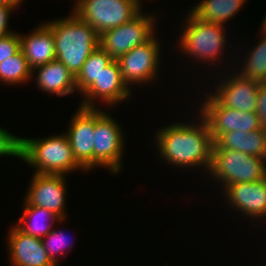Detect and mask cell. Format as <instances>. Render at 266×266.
Masks as SVG:
<instances>
[{
  "instance_id": "6da1fadb",
  "label": "cell",
  "mask_w": 266,
  "mask_h": 266,
  "mask_svg": "<svg viewBox=\"0 0 266 266\" xmlns=\"http://www.w3.org/2000/svg\"><path fill=\"white\" fill-rule=\"evenodd\" d=\"M199 116L201 122L197 121V124L177 122L162 127L156 132L155 143L168 164L181 168L204 167L207 173L214 141L208 122L201 114Z\"/></svg>"
},
{
  "instance_id": "2e32d148",
  "label": "cell",
  "mask_w": 266,
  "mask_h": 266,
  "mask_svg": "<svg viewBox=\"0 0 266 266\" xmlns=\"http://www.w3.org/2000/svg\"><path fill=\"white\" fill-rule=\"evenodd\" d=\"M223 193L232 208L239 209L251 219L266 217V178L256 182L230 184Z\"/></svg>"
},
{
  "instance_id": "603a6c76",
  "label": "cell",
  "mask_w": 266,
  "mask_h": 266,
  "mask_svg": "<svg viewBox=\"0 0 266 266\" xmlns=\"http://www.w3.org/2000/svg\"><path fill=\"white\" fill-rule=\"evenodd\" d=\"M28 65L24 53L20 50L12 57L6 58L0 63V81L8 84L26 83L34 76Z\"/></svg>"
},
{
  "instance_id": "30bf717a",
  "label": "cell",
  "mask_w": 266,
  "mask_h": 266,
  "mask_svg": "<svg viewBox=\"0 0 266 266\" xmlns=\"http://www.w3.org/2000/svg\"><path fill=\"white\" fill-rule=\"evenodd\" d=\"M199 113L209 124L212 140L215 142L223 133L241 131L244 133L260 129L256 112H243L222 106L212 95H207Z\"/></svg>"
},
{
  "instance_id": "9a60e30c",
  "label": "cell",
  "mask_w": 266,
  "mask_h": 266,
  "mask_svg": "<svg viewBox=\"0 0 266 266\" xmlns=\"http://www.w3.org/2000/svg\"><path fill=\"white\" fill-rule=\"evenodd\" d=\"M11 266H55L49 259L41 238L21 232L15 225L8 232Z\"/></svg>"
},
{
  "instance_id": "52a82bcc",
  "label": "cell",
  "mask_w": 266,
  "mask_h": 266,
  "mask_svg": "<svg viewBox=\"0 0 266 266\" xmlns=\"http://www.w3.org/2000/svg\"><path fill=\"white\" fill-rule=\"evenodd\" d=\"M120 126L110 114L95 108L94 168L106 167L113 174L121 171L124 136Z\"/></svg>"
},
{
  "instance_id": "5b68a950",
  "label": "cell",
  "mask_w": 266,
  "mask_h": 266,
  "mask_svg": "<svg viewBox=\"0 0 266 266\" xmlns=\"http://www.w3.org/2000/svg\"><path fill=\"white\" fill-rule=\"evenodd\" d=\"M184 31L180 34V48L188 57L209 63L220 61L226 45L224 25L200 21L191 13L187 15ZM190 55V56H189Z\"/></svg>"
},
{
  "instance_id": "3957f363",
  "label": "cell",
  "mask_w": 266,
  "mask_h": 266,
  "mask_svg": "<svg viewBox=\"0 0 266 266\" xmlns=\"http://www.w3.org/2000/svg\"><path fill=\"white\" fill-rule=\"evenodd\" d=\"M20 159L36 169L39 174H60L82 169L74 158L66 134L42 139L21 138Z\"/></svg>"
},
{
  "instance_id": "8992f818",
  "label": "cell",
  "mask_w": 266,
  "mask_h": 266,
  "mask_svg": "<svg viewBox=\"0 0 266 266\" xmlns=\"http://www.w3.org/2000/svg\"><path fill=\"white\" fill-rule=\"evenodd\" d=\"M141 0H76L73 12L101 35L129 22L141 11Z\"/></svg>"
},
{
  "instance_id": "cb8c5ba5",
  "label": "cell",
  "mask_w": 266,
  "mask_h": 266,
  "mask_svg": "<svg viewBox=\"0 0 266 266\" xmlns=\"http://www.w3.org/2000/svg\"><path fill=\"white\" fill-rule=\"evenodd\" d=\"M260 41L248 52L242 70L238 74L247 79L260 83H266V36L259 38Z\"/></svg>"
},
{
  "instance_id": "484cf974",
  "label": "cell",
  "mask_w": 266,
  "mask_h": 266,
  "mask_svg": "<svg viewBox=\"0 0 266 266\" xmlns=\"http://www.w3.org/2000/svg\"><path fill=\"white\" fill-rule=\"evenodd\" d=\"M21 137L0 127V156H14L20 159Z\"/></svg>"
},
{
  "instance_id": "7402d4cb",
  "label": "cell",
  "mask_w": 266,
  "mask_h": 266,
  "mask_svg": "<svg viewBox=\"0 0 266 266\" xmlns=\"http://www.w3.org/2000/svg\"><path fill=\"white\" fill-rule=\"evenodd\" d=\"M113 59L100 46L86 59L81 71L76 76L77 92L83 93L107 67Z\"/></svg>"
},
{
  "instance_id": "f1b7e54d",
  "label": "cell",
  "mask_w": 266,
  "mask_h": 266,
  "mask_svg": "<svg viewBox=\"0 0 266 266\" xmlns=\"http://www.w3.org/2000/svg\"><path fill=\"white\" fill-rule=\"evenodd\" d=\"M15 9L6 4H0V37L7 36L13 32L9 29L8 22L10 13Z\"/></svg>"
},
{
  "instance_id": "e0dca14e",
  "label": "cell",
  "mask_w": 266,
  "mask_h": 266,
  "mask_svg": "<svg viewBox=\"0 0 266 266\" xmlns=\"http://www.w3.org/2000/svg\"><path fill=\"white\" fill-rule=\"evenodd\" d=\"M20 49L32 70L56 59L54 36L46 22L26 36L20 35Z\"/></svg>"
},
{
  "instance_id": "83f0119b",
  "label": "cell",
  "mask_w": 266,
  "mask_h": 266,
  "mask_svg": "<svg viewBox=\"0 0 266 266\" xmlns=\"http://www.w3.org/2000/svg\"><path fill=\"white\" fill-rule=\"evenodd\" d=\"M256 114L259 117L260 129L266 133V83L257 91Z\"/></svg>"
},
{
  "instance_id": "ac0fdd59",
  "label": "cell",
  "mask_w": 266,
  "mask_h": 266,
  "mask_svg": "<svg viewBox=\"0 0 266 266\" xmlns=\"http://www.w3.org/2000/svg\"><path fill=\"white\" fill-rule=\"evenodd\" d=\"M34 70L38 72L36 83L39 90L61 97L77 92L76 77L61 61L55 59L35 67L32 72H35Z\"/></svg>"
},
{
  "instance_id": "f546056e",
  "label": "cell",
  "mask_w": 266,
  "mask_h": 266,
  "mask_svg": "<svg viewBox=\"0 0 266 266\" xmlns=\"http://www.w3.org/2000/svg\"><path fill=\"white\" fill-rule=\"evenodd\" d=\"M22 0H0V4H6L14 9L19 7L18 5L21 4Z\"/></svg>"
},
{
  "instance_id": "ffe728a7",
  "label": "cell",
  "mask_w": 266,
  "mask_h": 266,
  "mask_svg": "<svg viewBox=\"0 0 266 266\" xmlns=\"http://www.w3.org/2000/svg\"><path fill=\"white\" fill-rule=\"evenodd\" d=\"M24 202L23 215L18 219V223L15 225L21 232L42 239L53 230L51 228L53 221L54 223H62L61 220L49 210L38 206H31L26 201Z\"/></svg>"
},
{
  "instance_id": "9c48e42d",
  "label": "cell",
  "mask_w": 266,
  "mask_h": 266,
  "mask_svg": "<svg viewBox=\"0 0 266 266\" xmlns=\"http://www.w3.org/2000/svg\"><path fill=\"white\" fill-rule=\"evenodd\" d=\"M158 40L153 36L150 40L134 47L120 56L117 62L123 81L128 87L130 84L150 83L158 76L160 49Z\"/></svg>"
},
{
  "instance_id": "4316f807",
  "label": "cell",
  "mask_w": 266,
  "mask_h": 266,
  "mask_svg": "<svg viewBox=\"0 0 266 266\" xmlns=\"http://www.w3.org/2000/svg\"><path fill=\"white\" fill-rule=\"evenodd\" d=\"M20 50L19 33L12 32L7 36L0 37V63L8 57L14 56Z\"/></svg>"
},
{
  "instance_id": "5bb4252c",
  "label": "cell",
  "mask_w": 266,
  "mask_h": 266,
  "mask_svg": "<svg viewBox=\"0 0 266 266\" xmlns=\"http://www.w3.org/2000/svg\"><path fill=\"white\" fill-rule=\"evenodd\" d=\"M226 77L215 88L216 92L211 95L225 107L243 112H256L257 91L262 84L252 79L241 77L239 74Z\"/></svg>"
},
{
  "instance_id": "d6986e66",
  "label": "cell",
  "mask_w": 266,
  "mask_h": 266,
  "mask_svg": "<svg viewBox=\"0 0 266 266\" xmlns=\"http://www.w3.org/2000/svg\"><path fill=\"white\" fill-rule=\"evenodd\" d=\"M215 143L221 149L236 150L248 155L266 158V133L261 129L251 132L223 133Z\"/></svg>"
},
{
  "instance_id": "4dcf8cb0",
  "label": "cell",
  "mask_w": 266,
  "mask_h": 266,
  "mask_svg": "<svg viewBox=\"0 0 266 266\" xmlns=\"http://www.w3.org/2000/svg\"><path fill=\"white\" fill-rule=\"evenodd\" d=\"M261 34L262 36H266V16L264 17V19L262 20V24H261Z\"/></svg>"
},
{
  "instance_id": "4fadbf2b",
  "label": "cell",
  "mask_w": 266,
  "mask_h": 266,
  "mask_svg": "<svg viewBox=\"0 0 266 266\" xmlns=\"http://www.w3.org/2000/svg\"><path fill=\"white\" fill-rule=\"evenodd\" d=\"M66 136L76 161L88 172L94 168L95 108L78 107Z\"/></svg>"
},
{
  "instance_id": "7c38bea8",
  "label": "cell",
  "mask_w": 266,
  "mask_h": 266,
  "mask_svg": "<svg viewBox=\"0 0 266 266\" xmlns=\"http://www.w3.org/2000/svg\"><path fill=\"white\" fill-rule=\"evenodd\" d=\"M129 88L122 79L117 60H113L98 75L97 79L82 93L81 107L96 108L94 100L99 99L111 107L131 96Z\"/></svg>"
},
{
  "instance_id": "277c9868",
  "label": "cell",
  "mask_w": 266,
  "mask_h": 266,
  "mask_svg": "<svg viewBox=\"0 0 266 266\" xmlns=\"http://www.w3.org/2000/svg\"><path fill=\"white\" fill-rule=\"evenodd\" d=\"M208 172L224 189L233 183L256 182L266 178V158L221 149L214 142Z\"/></svg>"
},
{
  "instance_id": "7a4b0ae2",
  "label": "cell",
  "mask_w": 266,
  "mask_h": 266,
  "mask_svg": "<svg viewBox=\"0 0 266 266\" xmlns=\"http://www.w3.org/2000/svg\"><path fill=\"white\" fill-rule=\"evenodd\" d=\"M70 15L46 24L54 36L56 59L76 77L89 55L99 47L100 35L74 12Z\"/></svg>"
},
{
  "instance_id": "44dd1931",
  "label": "cell",
  "mask_w": 266,
  "mask_h": 266,
  "mask_svg": "<svg viewBox=\"0 0 266 266\" xmlns=\"http://www.w3.org/2000/svg\"><path fill=\"white\" fill-rule=\"evenodd\" d=\"M246 0H203L190 13L200 21L224 25L237 15ZM240 9V10H239Z\"/></svg>"
},
{
  "instance_id": "8fae6325",
  "label": "cell",
  "mask_w": 266,
  "mask_h": 266,
  "mask_svg": "<svg viewBox=\"0 0 266 266\" xmlns=\"http://www.w3.org/2000/svg\"><path fill=\"white\" fill-rule=\"evenodd\" d=\"M65 175L34 173L25 201L54 213L61 221L66 220Z\"/></svg>"
},
{
  "instance_id": "d4e9b609",
  "label": "cell",
  "mask_w": 266,
  "mask_h": 266,
  "mask_svg": "<svg viewBox=\"0 0 266 266\" xmlns=\"http://www.w3.org/2000/svg\"><path fill=\"white\" fill-rule=\"evenodd\" d=\"M42 242L49 259L55 266H58L57 259L59 258L57 257V255L59 254L63 256L65 255V252L68 250V248H72V245H69L70 243H67L66 235L62 230L56 231L53 229L47 236L42 238Z\"/></svg>"
},
{
  "instance_id": "ba28073f",
  "label": "cell",
  "mask_w": 266,
  "mask_h": 266,
  "mask_svg": "<svg viewBox=\"0 0 266 266\" xmlns=\"http://www.w3.org/2000/svg\"><path fill=\"white\" fill-rule=\"evenodd\" d=\"M154 16L139 13L129 22L105 31L100 35L99 46L113 60L144 44L154 36Z\"/></svg>"
}]
</instances>
